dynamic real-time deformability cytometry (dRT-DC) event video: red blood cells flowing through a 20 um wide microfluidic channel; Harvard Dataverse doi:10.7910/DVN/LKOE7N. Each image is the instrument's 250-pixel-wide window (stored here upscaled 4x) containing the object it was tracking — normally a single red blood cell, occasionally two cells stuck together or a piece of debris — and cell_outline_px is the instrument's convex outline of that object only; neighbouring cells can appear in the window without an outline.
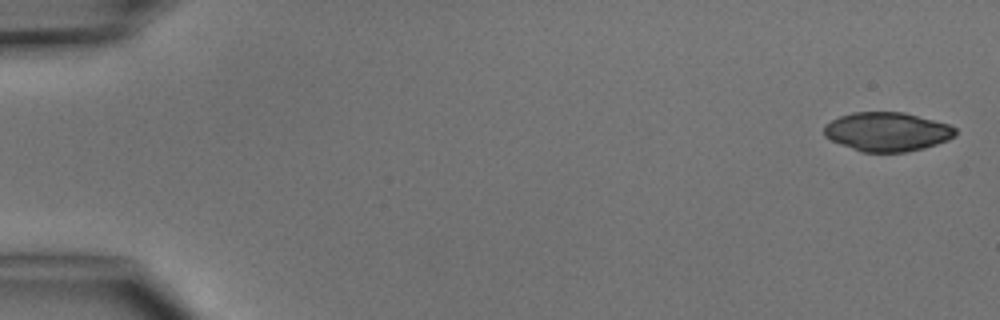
{"species": "common noctule bat (a hibernating species)", "species_latin": "Nyctalus noctula", "temperature_condition": "cold", "stored_images_in_passage": 6, "segment_of_instrument_passage": [2, 2], "camera_frame_rate_fps": 3000, "um_per_image_px": 0.085, "animal": {"sex": "male", "body_mass_g": 15.6}, "frame": {"image": 1, "passage_image": 6, "time_ms": 6.667, "image_size_px": [1000, 320], "cell_outline_px": [[956, 136], [948, 140], [924, 148], [904, 152], [860, 152], [840, 144], [824, 136], [824, 124], [840, 116], [852, 112], [904, 112], [948, 124], [956, 128]], "centroid_in_image_um": [75.4, 11.2], "position_along_channel_um": 9.6, "area_um2": 29.88}}